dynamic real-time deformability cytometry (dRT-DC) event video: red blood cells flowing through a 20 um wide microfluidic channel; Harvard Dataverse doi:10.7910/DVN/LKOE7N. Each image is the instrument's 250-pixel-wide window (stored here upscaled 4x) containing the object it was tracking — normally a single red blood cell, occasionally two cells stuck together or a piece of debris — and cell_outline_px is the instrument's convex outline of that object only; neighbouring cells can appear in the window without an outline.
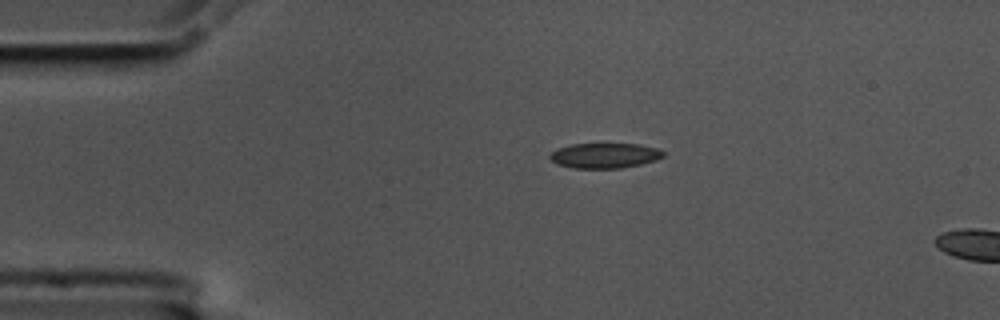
{"species": "common noctule bat (a hibernating species)", "species_latin": "Nyctalus noctula", "temperature_condition": "cold", "stored_images_in_passage": 5, "camera_frame_rate_fps": 3000, "um_per_image_px": 0.085, "animal": {"sex": "male", "body_mass_g": 17.5, "forearm_length_mm": 52.3}, "frame": {"image": 1, "passage_image": 1, "time_ms": 0.0, "image_size_px": [1000, 320], "cell_outline_px": [[664, 156], [656, 160], [640, 164], [620, 168], [572, 168], [556, 164], [548, 156], [556, 148], [572, 144], [636, 144], [656, 148], [664, 152]], "centroid_in_image_um": [51.36, 13.22], "position_along_channel_um": 33.6, "area_um2": 16.53}}